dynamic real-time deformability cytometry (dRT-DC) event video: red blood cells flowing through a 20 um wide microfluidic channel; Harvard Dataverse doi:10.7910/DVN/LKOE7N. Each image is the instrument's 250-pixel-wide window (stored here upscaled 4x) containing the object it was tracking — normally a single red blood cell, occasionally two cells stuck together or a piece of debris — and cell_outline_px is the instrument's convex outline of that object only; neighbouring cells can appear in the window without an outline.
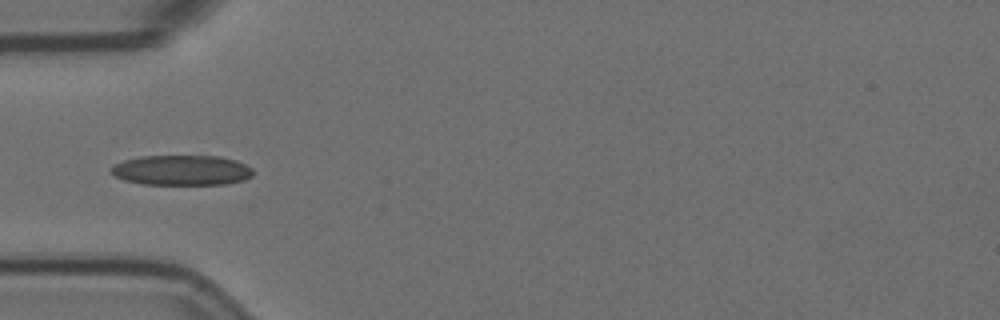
{"species": "Egyptian fruit bat (a non-hibernating species)", "species_latin": "Rousettus aegyptiacus", "temperature_condition": "room temperature", "stored_images_in_passage": 13, "camera_frame_rate_fps": 3000, "um_per_image_px": 0.085, "animal": {"sex": "female"}, "frame": {"image": 1, "passage_image": 3, "time_ms": 0.667, "image_size_px": [1000, 320], "cell_outline_px": [[252, 176], [244, 180], [224, 184], [140, 184], [124, 180], [108, 172], [116, 164], [124, 160], [140, 156], [220, 156], [236, 160], [252, 168]], "centroid_in_image_um": [15.44, 14.47], "position_along_channel_um": 69.6, "area_um2": 24.91}}
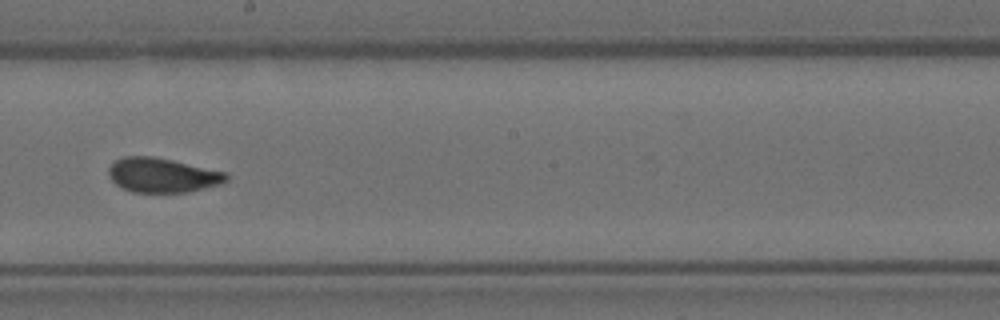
{"frame": {"image": 2, "passage_image": 7, "time_ms": 2.0, "image_size_px": [1000, 320], "cell_outline_px": [[228, 180], [220, 184], [188, 192], [132, 192], [116, 184], [112, 180], [108, 172], [108, 168], [116, 160], [124, 156], [152, 156], [172, 160], [228, 172]], "centroid_in_image_um": [13.83, 14.88], "position_along_channel_um": 234.4, "area_um2": 23.58}}
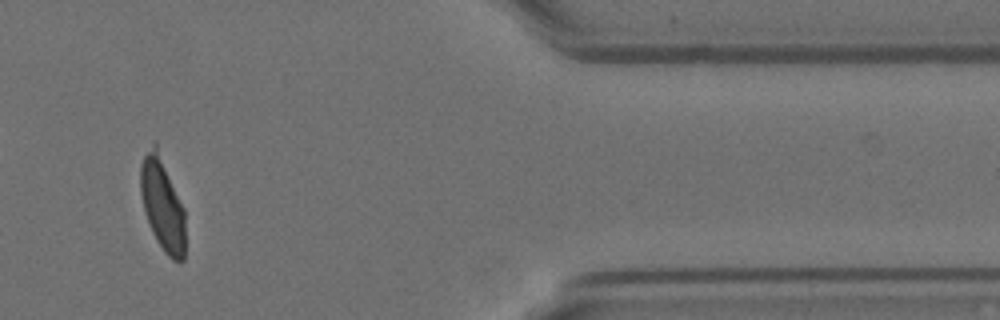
{"frame": {"image": 3, "passage_image": 12, "time_ms": 3.667, "image_size_px": [1000, 320], "cell_outline_px": [[184, 260], [172, 260], [164, 252], [156, 240], [148, 224], [144, 212], [140, 192], [140, 164], [152, 140], [156, 140], [184, 208]], "centroid_in_image_um": [13.78, 17.28], "position_along_channel_um": 397.6, "area_um2": 24.68}}